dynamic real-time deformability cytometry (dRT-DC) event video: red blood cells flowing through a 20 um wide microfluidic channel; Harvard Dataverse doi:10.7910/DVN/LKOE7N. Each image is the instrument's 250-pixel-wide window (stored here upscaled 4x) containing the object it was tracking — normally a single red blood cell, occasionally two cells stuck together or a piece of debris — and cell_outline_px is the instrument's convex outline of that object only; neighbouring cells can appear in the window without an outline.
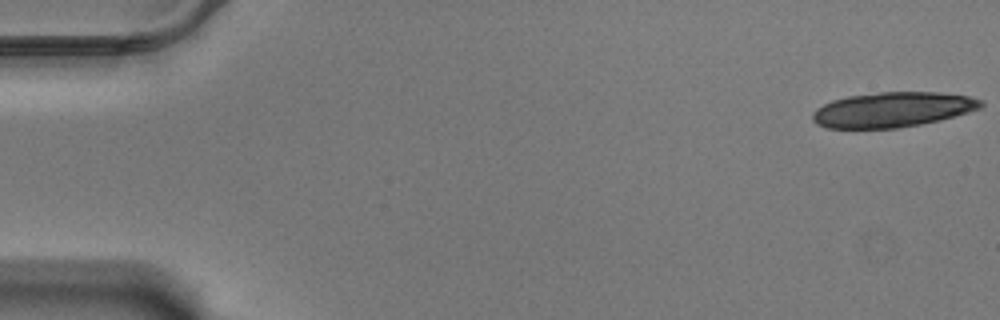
{"species": "Egyptian fruit bat (a non-hibernating species)", "species_latin": "Rousettus aegyptiacus", "temperature_condition": "warm", "stored_images_in_passage": 20, "camera_frame_rate_fps": 3000, "um_per_image_px": 0.085, "animal": {"sex": "male"}, "frame": {"image": 1, "passage_image": 1, "time_ms": 0.0, "image_size_px": [1000, 320], "cell_outline_px": [[984, 104], [980, 108], [968, 112], [940, 120], [920, 124], [896, 128], [824, 128], [816, 124], [812, 120], [812, 112], [816, 108], [832, 100], [848, 96], [880, 92], [940, 92], [968, 96], [984, 100]], "centroid_in_image_um": [75.85, 9.32], "position_along_channel_um": 9.1, "area_um2": 34.45}}